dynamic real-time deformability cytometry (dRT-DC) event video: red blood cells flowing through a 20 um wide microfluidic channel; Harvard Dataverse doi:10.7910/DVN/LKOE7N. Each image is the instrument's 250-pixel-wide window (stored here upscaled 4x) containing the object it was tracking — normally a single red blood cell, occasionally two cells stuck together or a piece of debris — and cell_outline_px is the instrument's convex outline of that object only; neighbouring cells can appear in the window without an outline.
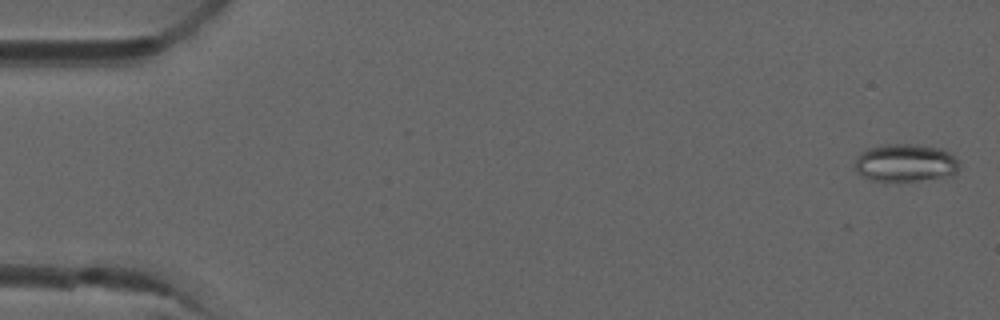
{"species": "common noctule bat (a hibernating species)", "species_latin": "Nyctalus noctula", "temperature_condition": "room temperature", "stored_images_in_passage": 5, "camera_frame_rate_fps": 3000, "um_per_image_px": 0.085, "animal": {"sex": "male", "forearm_length_mm": 52.5}, "frame": {"image": 1, "passage_image": 1, "time_ms": 0.0, "image_size_px": [1000, 320], "cell_outline_px": [[960, 168], [952, 176], [884, 184], [872, 180], [856, 172], [856, 156], [860, 152], [868, 148], [888, 144], [908, 144], [940, 148], [948, 152], [960, 164]], "centroid_in_image_um": [76.93, 13.88], "position_along_channel_um": 8.1, "area_um2": 23.35}}